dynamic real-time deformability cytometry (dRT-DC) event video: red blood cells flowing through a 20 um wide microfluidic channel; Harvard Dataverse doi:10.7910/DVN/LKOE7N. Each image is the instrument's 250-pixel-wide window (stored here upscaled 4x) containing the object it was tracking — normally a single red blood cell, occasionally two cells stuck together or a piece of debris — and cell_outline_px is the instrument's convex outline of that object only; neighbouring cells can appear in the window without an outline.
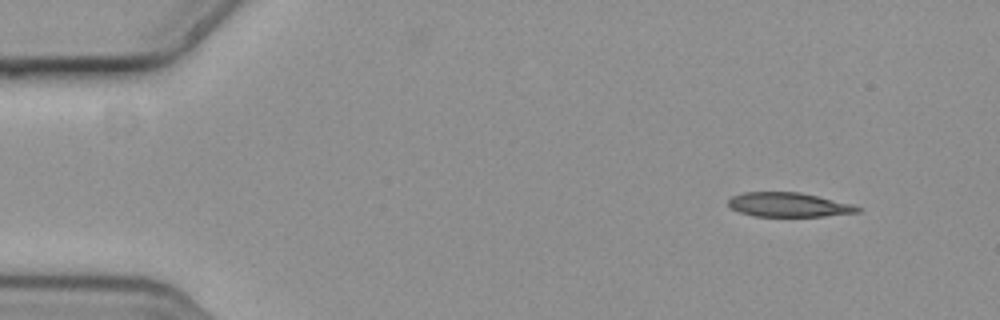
{"species": "common noctule bat (a hibernating species)", "species_latin": "Nyctalus noctula", "temperature_condition": "cold", "stored_images_in_passage": 4, "camera_frame_rate_fps": 3000, "um_per_image_px": 0.085, "animal": {"sex": "female", "body_mass_g": 19.3, "forearm_length_mm": 54.1}, "frame": {"image": 1, "passage_image": 1, "time_ms": 0.0, "image_size_px": [1000, 320], "cell_outline_px": [[860, 212], [824, 216], [752, 216], [740, 212], [732, 208], [728, 204], [728, 200], [732, 196], [744, 192], [800, 192], [852, 204], [860, 208]], "centroid_in_image_um": [67.02, 17.4], "position_along_channel_um": 18.0, "area_um2": 18.15}}
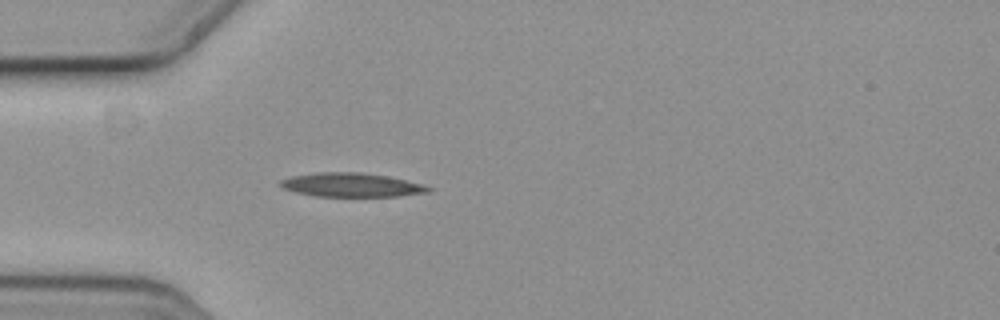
{"frame": {"image": 2, "passage_image": 4, "time_ms": 1.0, "image_size_px": [1000, 320], "cell_outline_px": [[432, 188], [428, 192], [400, 196], [316, 196], [296, 192], [284, 188], [276, 184], [280, 180], [292, 176], [320, 172], [356, 172], [384, 176], [424, 184]], "centroid_in_image_um": [29.84, 15.72], "position_along_channel_um": 55.2, "area_um2": 20.35}}